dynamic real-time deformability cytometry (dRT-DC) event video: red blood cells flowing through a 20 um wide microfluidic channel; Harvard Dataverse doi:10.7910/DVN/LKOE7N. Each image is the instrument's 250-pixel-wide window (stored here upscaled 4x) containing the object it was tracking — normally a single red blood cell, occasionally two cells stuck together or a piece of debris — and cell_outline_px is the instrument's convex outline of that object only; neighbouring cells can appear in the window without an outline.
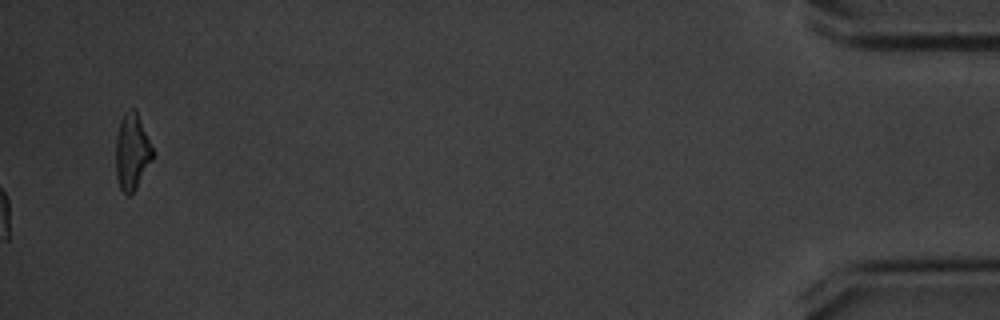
{"species": "common noctule bat (a hibernating species)", "species_latin": "Nyctalus noctula", "temperature_condition": "cold", "stored_images_in_passage": 44, "camera_frame_rate_fps": 3000, "um_per_image_px": 0.085, "animal": {"sex": "male", "body_mass_g": 20.1, "forearm_length_mm": 53.5}, "frame": {"image": 1, "passage_image": 44, "time_ms": 14.333, "image_size_px": [1000, 320], "cell_outline_px": [[156, 152], [152, 160], [136, 188], [128, 196], [120, 188], [116, 176], [116, 136], [120, 120], [124, 112], [128, 108], [136, 108]], "centroid_in_image_um": [11.24, 12.83], "position_along_channel_um": 424.0, "area_um2": 16.82}, "authors_computed_cell_mechanics": {"area_um2": 17.9758, "velocity_mm_per_s": 3.5266, "shape_relaxation_time_tau1_ms": null, "shape_relaxation_time_tau2_ms": 1.2437, "deformation_change_tau1": null, "deformation_change_tau2": 0.0595}}